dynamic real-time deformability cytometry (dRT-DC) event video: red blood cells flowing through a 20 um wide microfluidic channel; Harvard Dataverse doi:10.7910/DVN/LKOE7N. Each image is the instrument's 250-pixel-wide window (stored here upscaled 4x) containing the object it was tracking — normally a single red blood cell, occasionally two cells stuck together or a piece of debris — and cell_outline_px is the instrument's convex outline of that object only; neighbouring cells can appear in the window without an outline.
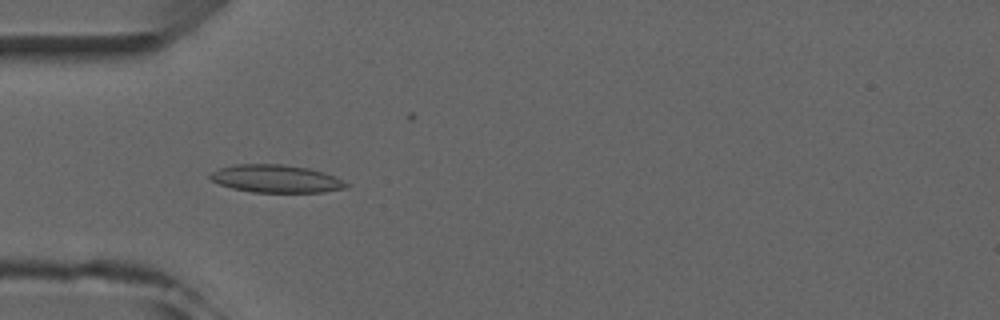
{"species": "common noctule bat (a hibernating species)", "species_latin": "Nyctalus noctula", "temperature_condition": "room temperature", "stored_images_in_passage": 6, "camera_frame_rate_fps": 3000, "um_per_image_px": 0.085, "animal": {"sex": "male", "forearm_length_mm": 52.5}, "frame": {"image": 1, "passage_image": 4, "time_ms": 3.333, "image_size_px": [1000, 320], "cell_outline_px": [[352, 184], [348, 188], [324, 192], [252, 192], [232, 188], [220, 184], [212, 180], [208, 176], [212, 172], [220, 168], [236, 164], [284, 164], [308, 168], [324, 172], [336, 176]], "centroid_in_image_um": [23.54, 15.19], "position_along_channel_um": 61.5, "area_um2": 22.2}}
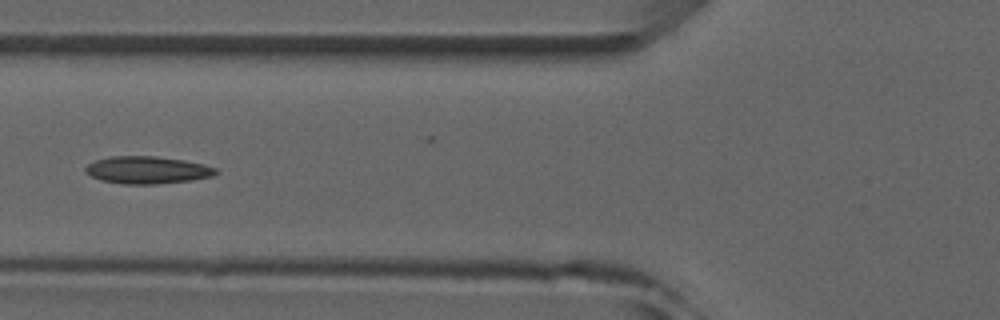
{"frame": {"image": 2, "passage_image": 5, "time_ms": 4.667, "image_size_px": [1000, 320], "cell_outline_px": [[220, 172], [212, 176], [192, 180], [156, 184], [124, 184], [100, 180], [84, 172], [84, 168], [88, 164], [96, 160], [112, 156], [156, 156], [184, 160], [204, 164], [216, 168]], "centroid_in_image_um": [12.53, 14.45], "position_along_channel_um": 113.3, "area_um2": 20.87}}
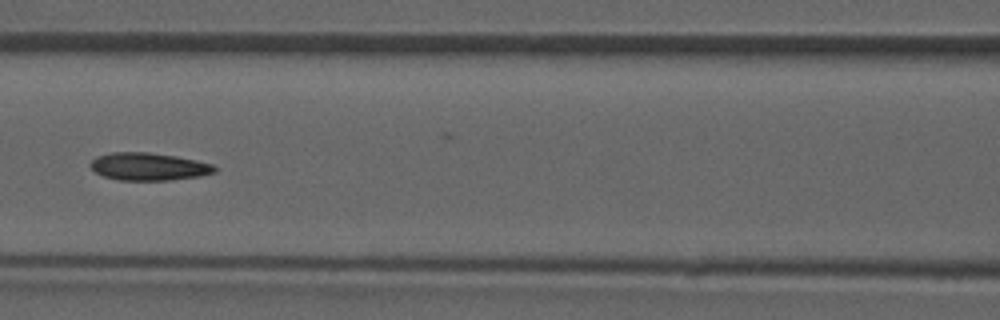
{"frame": {"image": 3, "passage_image": 6, "time_ms": 5.667, "image_size_px": [1000, 320], "cell_outline_px": [[216, 172], [200, 176], [168, 180], [116, 180], [104, 176], [96, 172], [88, 164], [96, 156], [112, 152], [148, 152], [176, 156], [216, 164]], "centroid_in_image_um": [12.65, 14.15], "position_along_channel_um": 154.0, "area_um2": 20.11}}